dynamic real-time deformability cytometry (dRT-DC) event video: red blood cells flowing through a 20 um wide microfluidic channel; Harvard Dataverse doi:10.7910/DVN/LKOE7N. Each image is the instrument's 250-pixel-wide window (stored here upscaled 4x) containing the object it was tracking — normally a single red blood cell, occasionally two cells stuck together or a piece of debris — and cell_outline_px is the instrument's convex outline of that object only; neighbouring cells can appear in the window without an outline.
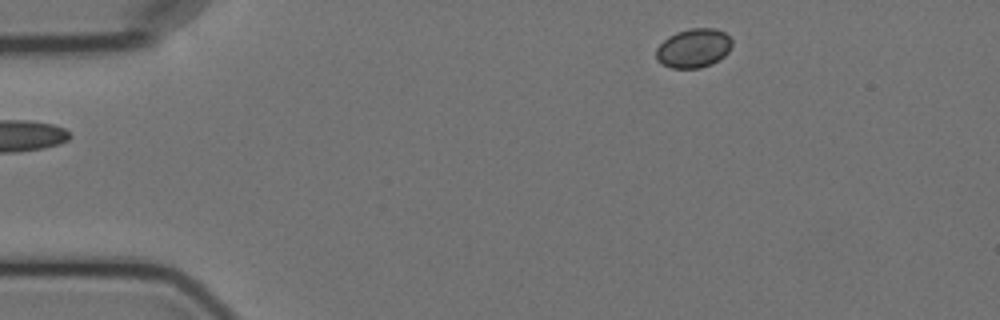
{"species": "Egyptian fruit bat (a non-hibernating species)", "species_latin": "Rousettus aegyptiacus", "temperature_condition": "cold", "stored_images_in_passage": 4, "camera_frame_rate_fps": 3000, "um_per_image_px": 0.085, "animal": {"sex": "female"}, "frame": {"image": 1, "passage_image": 4, "time_ms": 4.333, "image_size_px": [1000, 320], "cell_outline_px": [[732, 44], [728, 52], [724, 56], [712, 64], [700, 68], [672, 68], [656, 60], [656, 48], [668, 36], [676, 32], [688, 28], [716, 28], [724, 32], [732, 40]], "centroid_in_image_um": [58.95, 4.08], "position_along_channel_um": 26.0, "area_um2": 17.34}}